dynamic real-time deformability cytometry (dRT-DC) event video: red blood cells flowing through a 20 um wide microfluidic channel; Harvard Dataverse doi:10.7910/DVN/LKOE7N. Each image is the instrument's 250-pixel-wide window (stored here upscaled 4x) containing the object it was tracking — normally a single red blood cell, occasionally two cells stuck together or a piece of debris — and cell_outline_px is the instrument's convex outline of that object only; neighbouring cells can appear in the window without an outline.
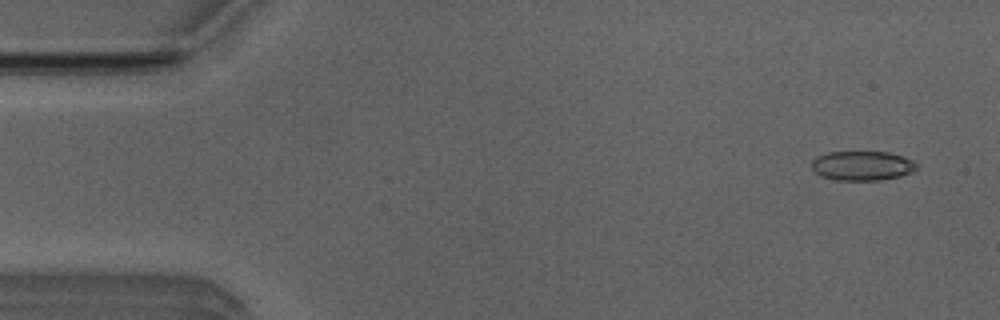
{"species": "Egyptian fruit bat (a non-hibernating species)", "species_latin": "Rousettus aegyptiacus", "temperature_condition": "room temperature", "stored_images_in_passage": 6, "camera_frame_rate_fps": 3000, "um_per_image_px": 0.085, "animal": {"sex": "male"}, "frame": {"image": 1, "passage_image": 1, "time_ms": 0.0, "image_size_px": [1000, 320], "cell_outline_px": [[916, 168], [912, 172], [900, 176], [876, 180], [836, 180], [824, 176], [816, 172], [812, 168], [812, 160], [816, 156], [828, 152], [888, 152], [912, 160], [916, 164]], "centroid_in_image_um": [73.27, 14.08], "position_along_channel_um": 11.7, "area_um2": 17.74}}